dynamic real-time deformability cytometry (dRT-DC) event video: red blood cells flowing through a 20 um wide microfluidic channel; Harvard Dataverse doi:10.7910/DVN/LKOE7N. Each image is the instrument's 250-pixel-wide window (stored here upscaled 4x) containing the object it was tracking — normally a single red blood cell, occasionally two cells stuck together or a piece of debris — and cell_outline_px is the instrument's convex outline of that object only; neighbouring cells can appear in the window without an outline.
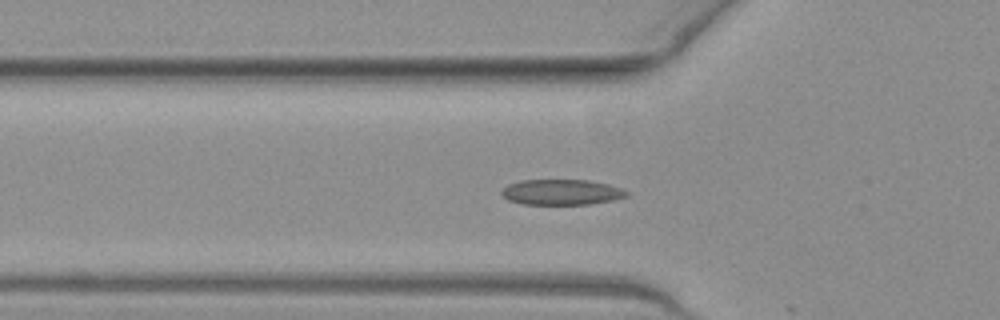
{"species": "common noctule bat (a hibernating species)", "species_latin": "Nyctalus noctula", "temperature_condition": "warm", "stored_images_in_passage": 18, "camera_frame_rate_fps": 3000, "um_per_image_px": 0.085, "animal": {"sex": "female", "body_mass_g": 19.3, "forearm_length_mm": 54.1}, "frame": {"image": 1, "passage_image": 17, "time_ms": 5.333, "image_size_px": [1000, 320], "cell_outline_px": [[628, 196], [612, 200], [588, 204], [524, 204], [508, 200], [500, 192], [508, 184], [520, 180], [588, 180], [608, 184], [620, 188], [628, 192]], "centroid_in_image_um": [47.72, 16.33], "position_along_channel_um": 78.1, "area_um2": 18.44}}